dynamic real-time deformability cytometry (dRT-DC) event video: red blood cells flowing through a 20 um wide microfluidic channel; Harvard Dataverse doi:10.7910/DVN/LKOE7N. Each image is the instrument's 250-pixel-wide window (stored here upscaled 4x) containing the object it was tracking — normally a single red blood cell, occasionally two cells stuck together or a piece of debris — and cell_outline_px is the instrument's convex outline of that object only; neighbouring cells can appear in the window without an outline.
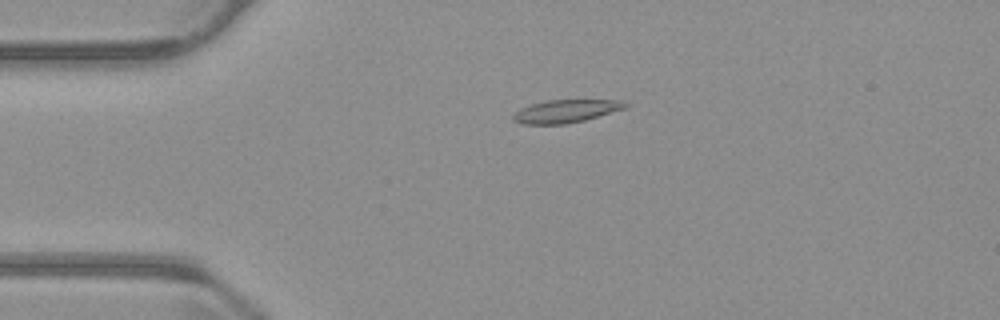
{"species": "common noctule bat (a hibernating species)", "species_latin": "Nyctalus noctula", "temperature_condition": "warm", "stored_images_in_passage": 51, "camera_frame_rate_fps": 3000, "um_per_image_px": 0.085, "animal": {"sex": "male", "body_mass_g": 23.1, "forearm_length_mm": 52.7}, "frame": {"image": 1, "passage_image": 8, "time_ms": 2.333, "image_size_px": [1000, 320], "cell_outline_px": [[632, 104], [628, 108], [584, 120], [564, 124], [524, 124], [512, 120], [512, 116], [520, 108], [544, 100], [624, 100]], "centroid_in_image_um": [48.16, 9.44], "position_along_channel_um": 36.8, "area_um2": 15.14}}
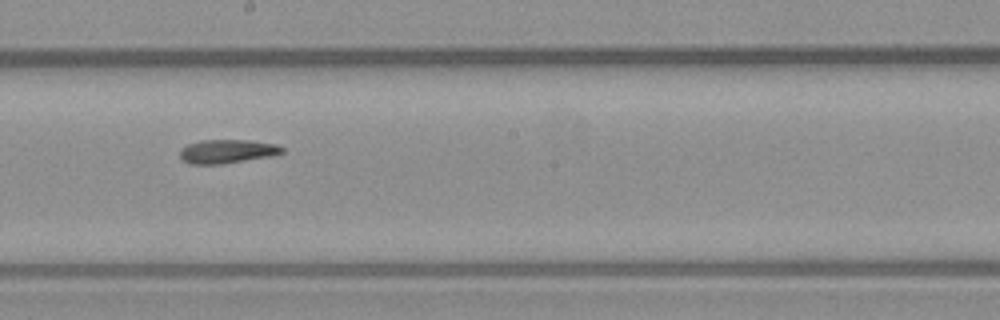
{"frame": {"image": 2, "passage_image": 26, "time_ms": 8.333, "image_size_px": [1000, 320], "cell_outline_px": [[284, 152], [276, 156], [224, 164], [188, 164], [180, 156], [180, 148], [188, 144], [200, 140], [248, 140], [276, 144], [284, 148]], "centroid_in_image_um": [19.35, 12.87], "position_along_channel_um": 228.9, "area_um2": 14.45}}
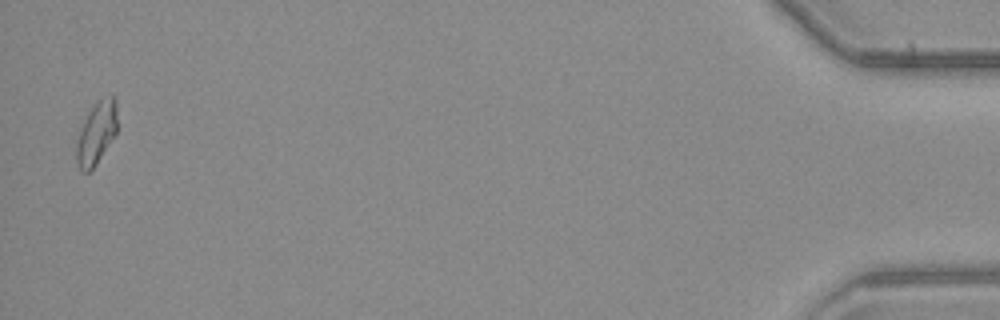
{"frame": {"image": 3, "passage_image": 50, "time_ms": 16.333, "image_size_px": [1000, 320], "cell_outline_px": [[116, 132], [96, 164], [88, 172], [80, 172], [76, 160], [76, 144], [84, 120], [92, 108], [100, 100], [112, 92], [116, 96]], "centroid_in_image_um": [8.2, 11.3], "position_along_channel_um": 427.0, "area_um2": 14.57}}